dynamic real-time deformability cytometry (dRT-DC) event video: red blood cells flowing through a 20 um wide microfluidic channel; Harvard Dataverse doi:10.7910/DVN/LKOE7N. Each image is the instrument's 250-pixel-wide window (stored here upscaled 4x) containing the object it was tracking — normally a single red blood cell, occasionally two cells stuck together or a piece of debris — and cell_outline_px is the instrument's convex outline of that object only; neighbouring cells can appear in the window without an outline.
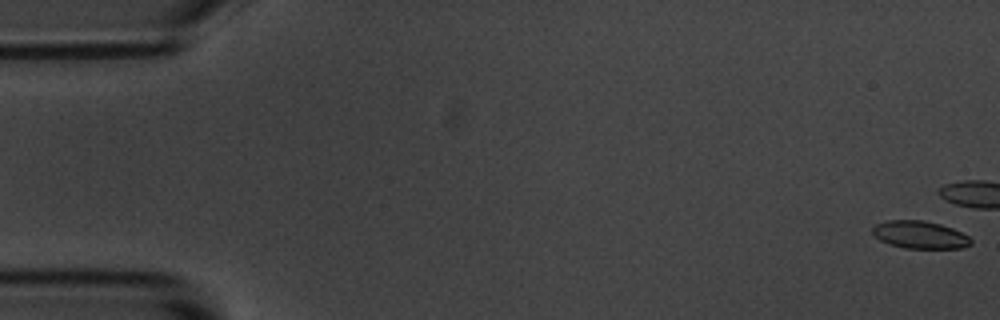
{"species": "common noctule bat (a hibernating species)", "species_latin": "Nyctalus noctula", "temperature_condition": "room temperature", "stored_images_in_passage": 11, "camera_frame_rate_fps": 3000, "um_per_image_px": 0.085, "animal": {"sex": "male", "body_mass_g": 20.1, "forearm_length_mm": 53.5}, "frame": {"image": 1, "passage_image": 1, "time_ms": 0.0, "image_size_px": [1000, 320], "cell_outline_px": [[972, 244], [964, 248], [904, 248], [888, 244], [872, 236], [872, 228], [876, 224], [888, 220], [924, 220], [940, 224], [952, 228], [968, 236], [972, 240]], "centroid_in_image_um": [78.17, 19.96], "position_along_channel_um": 6.8, "area_um2": 15.95}}